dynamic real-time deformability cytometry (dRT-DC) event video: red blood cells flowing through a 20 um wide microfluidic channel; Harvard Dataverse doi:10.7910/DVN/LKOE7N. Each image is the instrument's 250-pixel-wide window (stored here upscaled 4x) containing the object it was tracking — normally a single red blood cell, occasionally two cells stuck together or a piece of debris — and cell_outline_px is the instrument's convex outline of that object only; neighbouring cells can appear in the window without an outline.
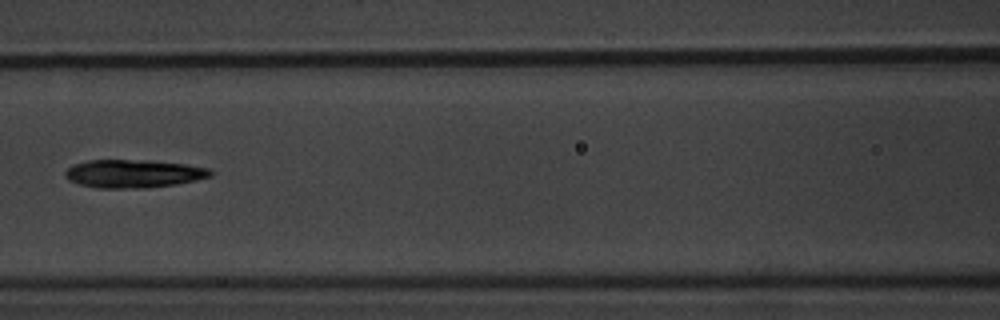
{"species": "common noctule bat (a hibernating species)", "species_latin": "Nyctalus noctula", "temperature_condition": "warm", "stored_images_in_passage": 8, "camera_frame_rate_fps": 3000, "um_per_image_px": 0.085, "animal": {"sex": "male", "body_mass_g": 20.1, "forearm_length_mm": 53.5}, "frame": {"image": 1, "passage_image": 7, "time_ms": 7.0, "image_size_px": [1000, 320], "cell_outline_px": [[212, 176], [196, 180], [176, 184], [148, 188], [96, 188], [80, 184], [68, 180], [64, 176], [64, 172], [68, 168], [76, 164], [88, 160], [148, 160], [184, 164], [208, 168], [212, 172]], "centroid_in_image_um": [11.33, 14.76], "position_along_channel_um": 155.3, "area_um2": 23.81}}
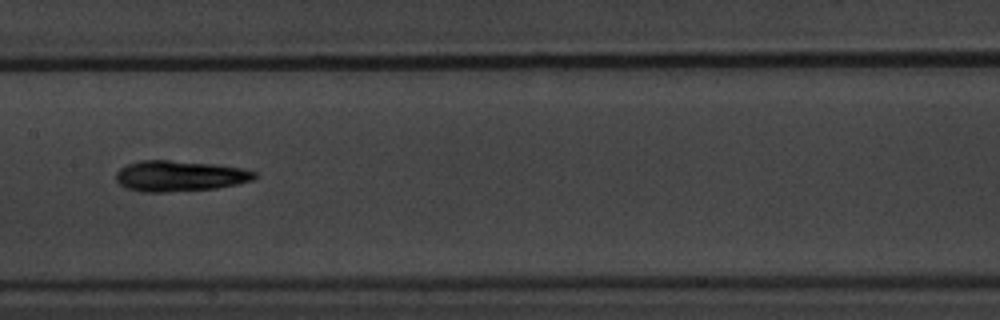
{"frame": {"image": 2, "passage_image": 8, "time_ms": 8.0, "image_size_px": [1000, 320], "cell_outline_px": [[260, 176], [252, 180], [236, 184], [216, 188], [168, 192], [140, 192], [128, 188], [120, 184], [116, 180], [116, 172], [120, 168], [128, 164], [140, 160], [168, 160], [216, 164], [244, 168], [256, 172]], "centroid_in_image_um": [15.29, 14.95], "position_along_channel_um": 192.1, "area_um2": 24.97}}